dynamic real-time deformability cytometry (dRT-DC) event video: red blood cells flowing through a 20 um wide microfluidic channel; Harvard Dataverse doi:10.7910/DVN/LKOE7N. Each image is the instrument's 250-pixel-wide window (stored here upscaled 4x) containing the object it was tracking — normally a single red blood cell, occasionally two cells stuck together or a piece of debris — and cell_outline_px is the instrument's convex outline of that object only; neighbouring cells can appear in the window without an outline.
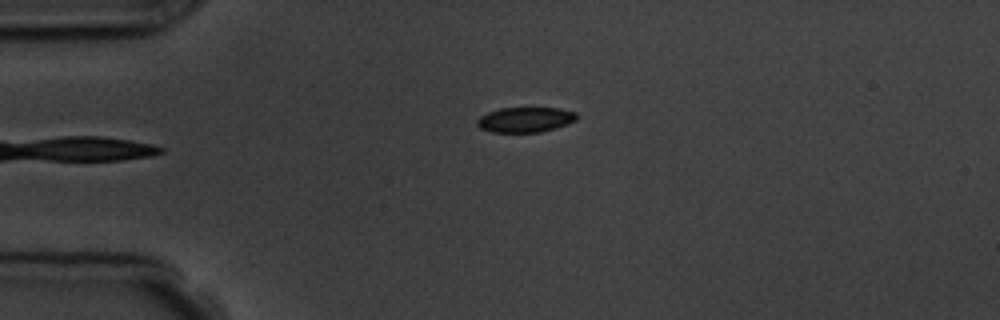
{"species": "common noctule bat (a hibernating species)", "species_latin": "Nyctalus noctula", "temperature_condition": "room temperature", "stored_images_in_passage": 6, "segment_of_instrument_passage": [2, 2], "camera_frame_rate_fps": 3000, "um_per_image_px": 0.085, "animal": {"sex": "male", "body_mass_g": 19.5, "forearm_length_mm": 54.6}, "frame": {"image": 1, "passage_image": 6, "time_ms": 5.667, "image_size_px": [1000, 320], "cell_outline_px": [[576, 120], [568, 124], [556, 128], [540, 132], [492, 132], [480, 128], [476, 124], [476, 120], [480, 116], [488, 112], [500, 108], [560, 108], [576, 112]], "centroid_in_image_um": [44.64, 10.17], "position_along_channel_um": 40.4, "area_um2": 14.62}}